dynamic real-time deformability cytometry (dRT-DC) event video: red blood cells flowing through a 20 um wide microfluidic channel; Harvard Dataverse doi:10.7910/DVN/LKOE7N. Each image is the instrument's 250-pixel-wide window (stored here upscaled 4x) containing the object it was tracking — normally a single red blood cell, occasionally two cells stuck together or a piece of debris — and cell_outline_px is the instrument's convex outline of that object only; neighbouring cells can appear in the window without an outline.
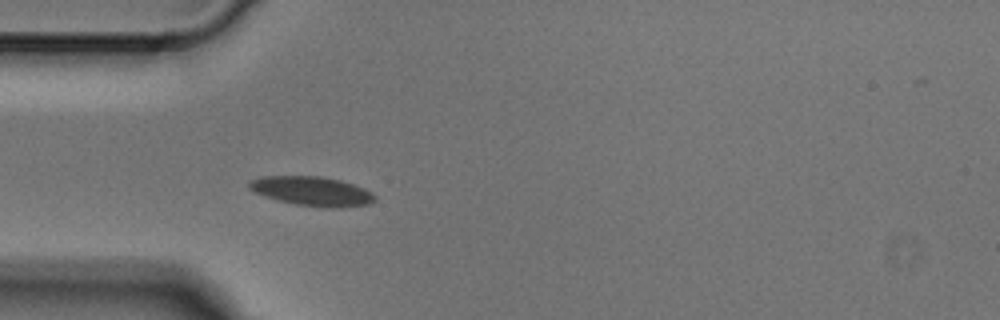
{"species": "Egyptian fruit bat (a non-hibernating species)", "species_latin": "Rousettus aegyptiacus", "temperature_condition": "cold", "stored_images_in_passage": 3, "camera_frame_rate_fps": 3000, "um_per_image_px": 0.085, "animal": {"sex": "male"}, "frame": {"image": 1, "passage_image": 3, "time_ms": 0.667, "image_size_px": [1000, 320], "cell_outline_px": [[376, 200], [368, 204], [340, 208], [332, 208], [296, 204], [264, 196], [248, 188], [248, 180], [260, 176], [320, 176], [340, 180], [364, 188], [372, 192], [376, 196]], "centroid_in_image_um": [26.52, 16.24], "position_along_channel_um": 58.5, "area_um2": 21.44}}